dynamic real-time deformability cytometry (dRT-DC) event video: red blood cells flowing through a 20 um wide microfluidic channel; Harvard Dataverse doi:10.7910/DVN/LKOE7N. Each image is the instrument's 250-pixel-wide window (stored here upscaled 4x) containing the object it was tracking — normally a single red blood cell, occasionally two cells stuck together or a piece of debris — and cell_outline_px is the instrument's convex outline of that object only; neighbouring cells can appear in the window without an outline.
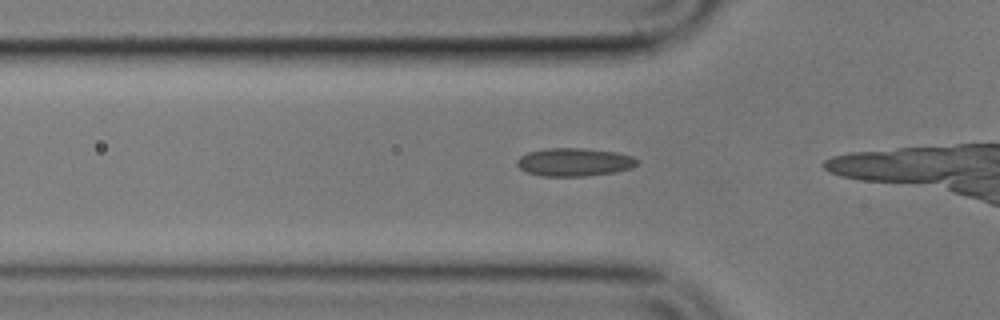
{"species": "common noctule bat (a hibernating species)", "species_latin": "Nyctalus noctula", "temperature_condition": "cold", "stored_images_in_passage": 9, "camera_frame_rate_fps": 3000, "um_per_image_px": 0.085, "animal": {"sex": "male", "body_mass_g": 17.9}, "frame": {"image": 1, "passage_image": 4, "time_ms": 1.0, "image_size_px": [1000, 320], "cell_outline_px": [[640, 160], [632, 168], [616, 172], [584, 176], [544, 176], [528, 172], [520, 168], [516, 164], [516, 160], [520, 156], [528, 152], [544, 148], [584, 148], [616, 152], [632, 156]], "centroid_in_image_um": [48.82, 13.77], "position_along_channel_um": 77.0, "area_um2": 19.77}}
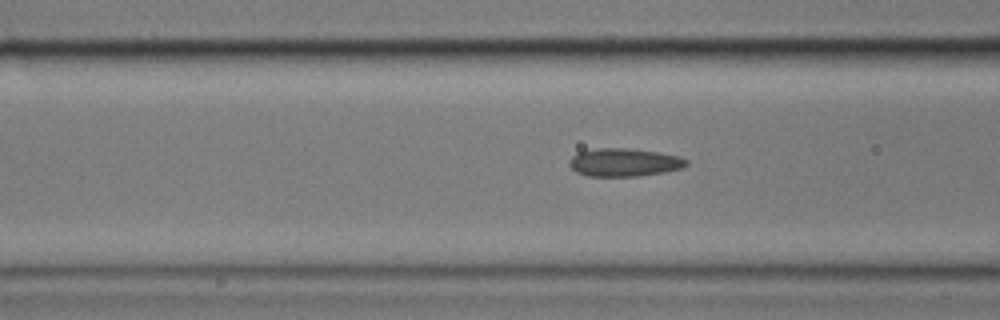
{"frame": {"image": 2, "passage_image": 7, "time_ms": 2.0, "image_size_px": [1000, 320], "cell_outline_px": [[688, 164], [684, 168], [664, 172], [640, 176], [588, 176], [576, 172], [568, 164], [568, 160], [572, 156], [580, 152], [596, 148], [628, 148], [660, 152], [680, 156], [688, 160]], "centroid_in_image_um": [53.08, 13.8], "position_along_channel_um": 113.5, "area_um2": 19.36}}